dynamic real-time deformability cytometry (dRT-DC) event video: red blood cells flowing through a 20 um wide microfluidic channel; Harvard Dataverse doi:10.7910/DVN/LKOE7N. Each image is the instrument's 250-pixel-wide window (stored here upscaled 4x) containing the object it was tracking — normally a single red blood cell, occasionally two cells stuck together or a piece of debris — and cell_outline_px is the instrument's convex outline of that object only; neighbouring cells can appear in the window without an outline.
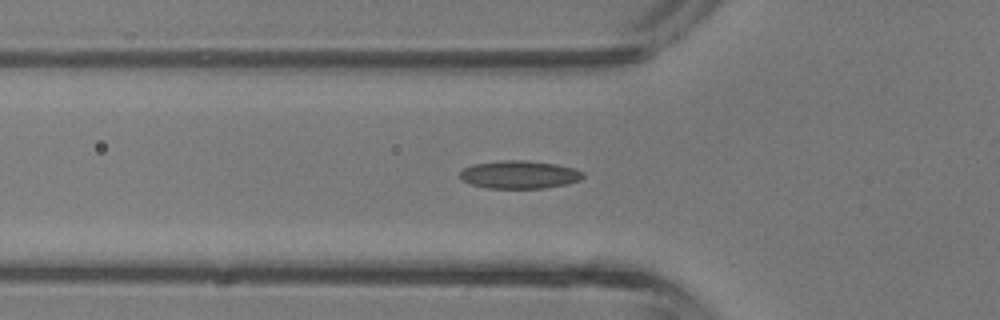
{"species": "common noctule bat (a hibernating species)", "species_latin": "Nyctalus noctula", "temperature_condition": "room temperature", "stored_images_in_passage": 25, "camera_frame_rate_fps": 3000, "um_per_image_px": 0.085, "animal": {"sex": "male", "body_mass_g": 13.3}, "frame": {"image": 1, "passage_image": 9, "time_ms": 2.667, "image_size_px": [1000, 320], "cell_outline_px": [[584, 176], [580, 180], [568, 184], [544, 188], [488, 188], [472, 184], [460, 180], [460, 172], [464, 168], [472, 164], [500, 160], [524, 160], [556, 164], [572, 168], [584, 172]], "centroid_in_image_um": [44.14, 14.84], "position_along_channel_um": 81.7, "area_um2": 20.11}}
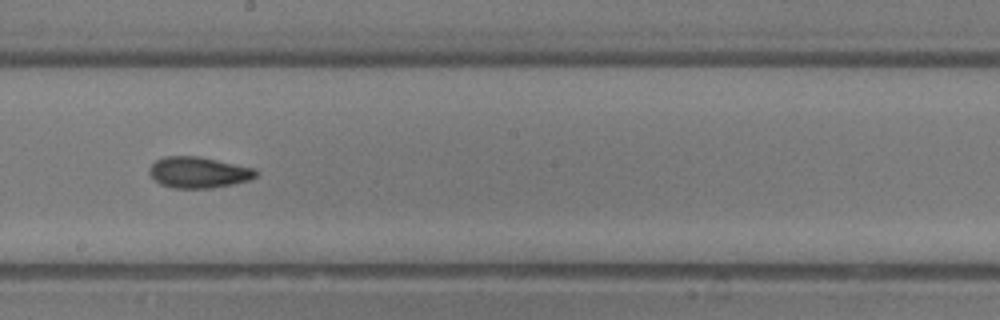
{"frame": {"image": 2, "passage_image": 18, "time_ms": 5.667, "image_size_px": [1000, 320], "cell_outline_px": [[256, 176], [248, 180], [232, 184], [212, 188], [172, 188], [160, 184], [148, 172], [148, 168], [156, 160], [164, 156], [196, 156], [256, 168]], "centroid_in_image_um": [16.84, 14.65], "position_along_channel_um": 231.4, "area_um2": 19.19}}
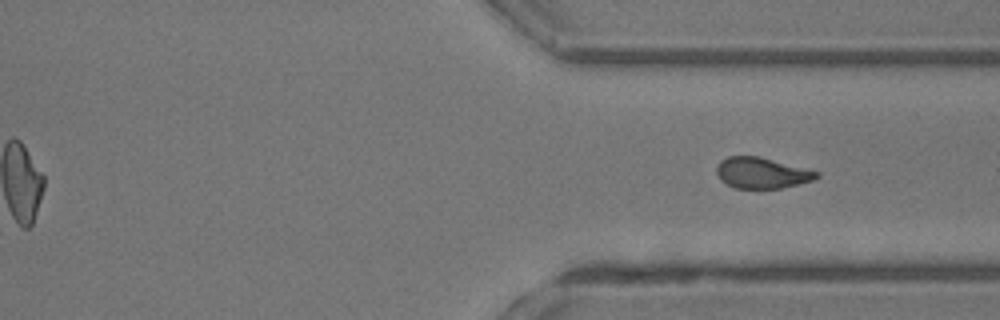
{"frame": {"image": 3, "passage_image": 25, "time_ms": 8.0, "image_size_px": [1000, 320], "cell_outline_px": [[820, 176], [812, 180], [780, 188], [736, 188], [720, 180], [716, 172], [716, 168], [720, 160], [728, 156], [760, 156], [820, 172]], "centroid_in_image_um": [64.73, 14.68], "position_along_channel_um": 346.7, "area_um2": 17.92}}